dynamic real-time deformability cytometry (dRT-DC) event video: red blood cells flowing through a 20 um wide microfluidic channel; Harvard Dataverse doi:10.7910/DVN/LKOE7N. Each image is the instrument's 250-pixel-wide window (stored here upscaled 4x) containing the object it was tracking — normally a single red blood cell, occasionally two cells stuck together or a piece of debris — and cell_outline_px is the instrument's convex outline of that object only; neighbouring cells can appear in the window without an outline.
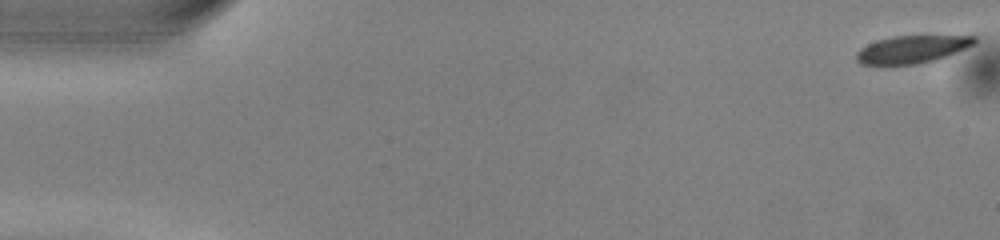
{"species": "common noctule bat (a hibernating species)", "species_latin": "Nyctalus noctula", "temperature_condition": "warm", "stored_images_in_passage": 52, "camera_frame_rate_fps": 3000, "um_per_image_px": 0.085, "animal": {"sex": "male", "body_mass_g": 13.0, "forearm_length_mm": 53.1}, "frame": {"image": 1, "passage_image": 1, "time_ms": 0.0, "image_size_px": [1000, 240], "cell_outline_px": [[976, 44], [936, 60], [916, 64], [884, 68], [860, 64], [856, 60], [856, 52], [860, 48], [876, 40], [892, 36], [976, 36]], "centroid_in_image_um": [77.42, 4.24], "position_along_channel_um": 7.6, "area_um2": 19.71}}
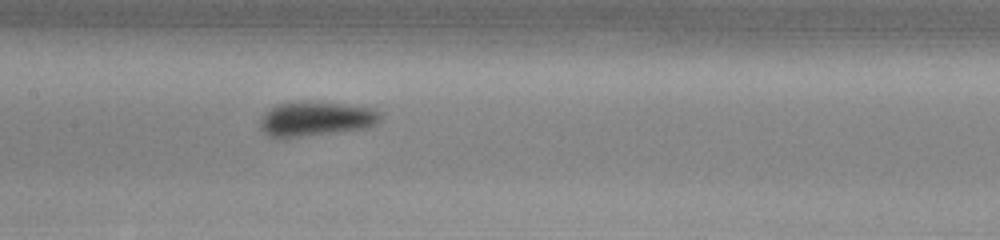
{"frame": {"image": 2, "passage_image": 25, "time_ms": 8.0, "image_size_px": [1000, 240], "cell_outline_px": [[384, 116], [376, 124], [368, 128], [280, 140], [276, 140], [268, 136], [260, 128], [260, 120], [264, 112], [276, 104], [296, 100], [312, 100], [344, 104], [372, 108], [380, 112]], "centroid_in_image_um": [26.8, 10.11], "position_along_channel_um": 180.6, "area_um2": 25.37}}
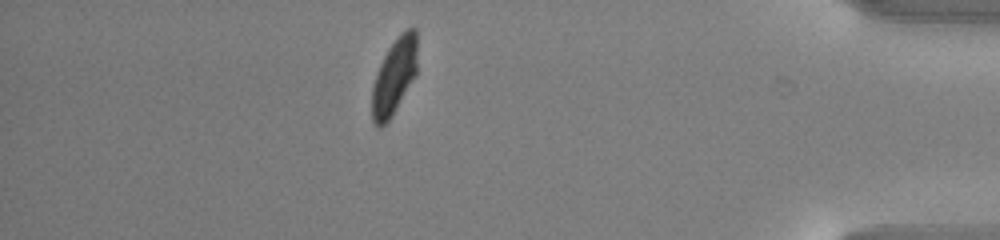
{"frame": {"image": 3, "passage_image": 45, "time_ms": 14.667, "image_size_px": [1000, 240], "cell_outline_px": [[416, 76], [392, 116], [380, 128], [376, 128], [372, 124], [372, 88], [376, 72], [388, 48], [400, 32], [408, 28], [416, 28]], "centroid_in_image_um": [33.49, 6.52], "position_along_channel_um": 401.7, "area_um2": 20.23}, "authors_computed_cell_mechanics": {"area_um2": 21.4149, "velocity_mm_per_s": 3.9952, "shape_relaxation_time_tau1_ms": 2.0812, "shape_relaxation_time_tau2_ms": null, "deformation_change_tau1": 0.0968, "deformation_change_tau2": null}}